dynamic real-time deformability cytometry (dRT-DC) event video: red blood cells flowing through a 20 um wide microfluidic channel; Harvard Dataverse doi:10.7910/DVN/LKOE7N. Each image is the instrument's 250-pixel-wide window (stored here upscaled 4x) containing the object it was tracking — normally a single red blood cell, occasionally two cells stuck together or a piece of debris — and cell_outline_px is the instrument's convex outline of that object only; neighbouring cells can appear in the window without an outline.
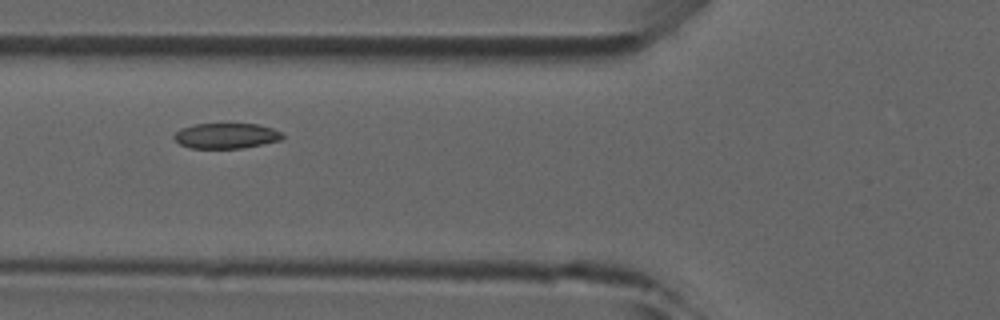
{"species": "common noctule bat (a hibernating species)", "species_latin": "Nyctalus noctula", "temperature_condition": "room temperature", "stored_images_in_passage": 24, "camera_frame_rate_fps": 3000, "um_per_image_px": 0.085, "animal": {"sex": "male", "forearm_length_mm": 52.5}, "frame": {"image": 1, "passage_image": 10, "time_ms": 3.0, "image_size_px": [1000, 320], "cell_outline_px": [[284, 136], [280, 140], [264, 144], [244, 148], [192, 148], [180, 144], [172, 136], [180, 128], [196, 124], [256, 124], [272, 128], [284, 132]], "centroid_in_image_um": [19.25, 11.54], "position_along_channel_um": 106.5, "area_um2": 16.07}}